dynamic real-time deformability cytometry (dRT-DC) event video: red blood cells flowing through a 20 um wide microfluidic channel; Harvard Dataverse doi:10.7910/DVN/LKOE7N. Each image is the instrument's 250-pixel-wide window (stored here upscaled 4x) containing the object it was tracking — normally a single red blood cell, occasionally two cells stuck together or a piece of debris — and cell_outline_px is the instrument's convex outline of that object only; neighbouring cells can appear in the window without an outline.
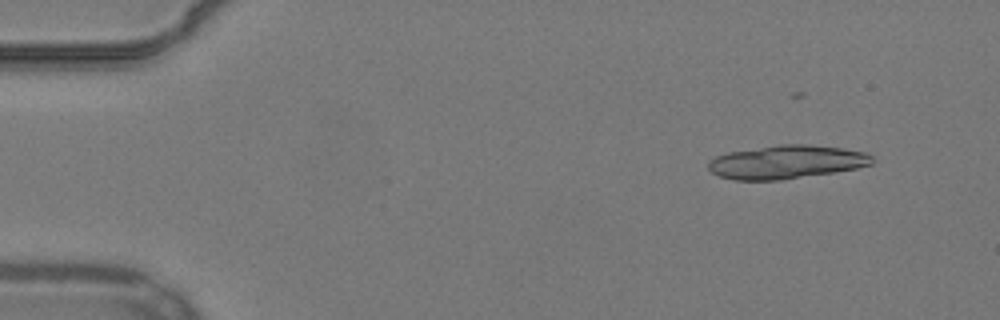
{"species": "common noctule bat (a hibernating species)", "species_latin": "Nyctalus noctula", "temperature_condition": "warm", "stored_images_in_passage": 18, "camera_frame_rate_fps": 3000, "um_per_image_px": 0.085, "animal": {"sex": "male", "body_mass_g": 19.2, "forearm_length_mm": 51.8}, "frame": {"image": 1, "passage_image": 5, "time_ms": 1.333, "image_size_px": [1000, 320], "cell_outline_px": [[872, 164], [856, 168], [832, 172], [780, 180], [736, 180], [720, 176], [712, 172], [708, 168], [708, 160], [716, 156], [728, 152], [780, 144], [808, 144], [840, 148], [864, 152], [872, 156]], "centroid_in_image_um": [66.81, 13.76], "position_along_channel_um": 18.2, "area_um2": 31.67}}